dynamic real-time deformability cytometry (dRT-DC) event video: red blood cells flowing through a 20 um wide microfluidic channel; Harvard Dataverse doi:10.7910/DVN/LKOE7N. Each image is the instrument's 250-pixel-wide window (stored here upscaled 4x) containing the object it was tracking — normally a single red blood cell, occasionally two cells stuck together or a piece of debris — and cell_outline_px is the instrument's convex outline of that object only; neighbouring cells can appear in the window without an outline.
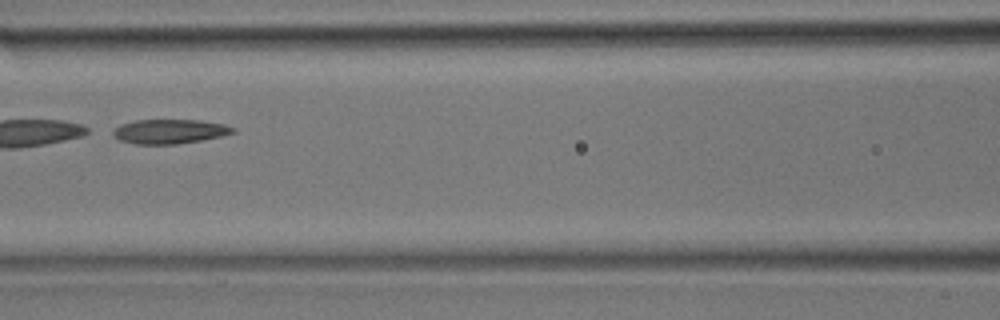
{"species": "common noctule bat (a hibernating species)", "species_latin": "Nyctalus noctula", "temperature_condition": "room temperature", "stored_images_in_passage": 35, "camera_frame_rate_fps": 3000, "um_per_image_px": 0.085, "animal": {"sex": "male", "body_mass_g": 17.9}, "frame": {"image": 1, "passage_image": 16, "time_ms": 5.0, "image_size_px": [1000, 320], "cell_outline_px": [[236, 132], [224, 136], [176, 144], [136, 144], [120, 140], [112, 132], [120, 124], [136, 120], [200, 120], [224, 124], [236, 128]], "centroid_in_image_um": [14.47, 11.17], "position_along_channel_um": 152.1, "area_um2": 16.99}}